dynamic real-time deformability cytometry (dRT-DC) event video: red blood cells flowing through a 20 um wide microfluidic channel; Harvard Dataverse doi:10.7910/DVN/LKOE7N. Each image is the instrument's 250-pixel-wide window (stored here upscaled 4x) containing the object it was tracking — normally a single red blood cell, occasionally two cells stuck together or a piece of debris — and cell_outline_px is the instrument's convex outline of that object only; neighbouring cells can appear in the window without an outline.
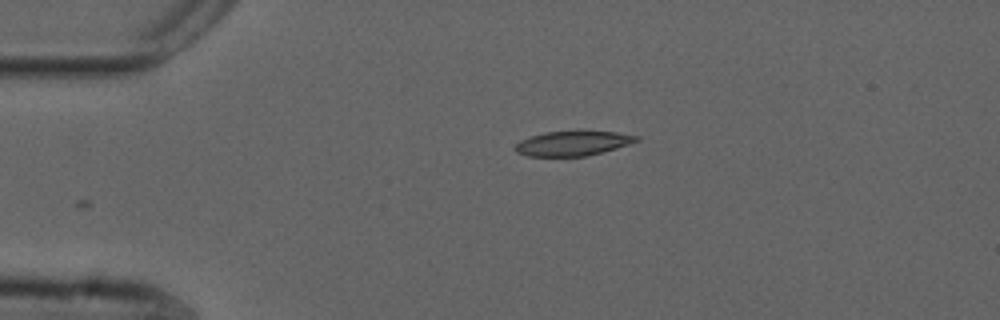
{"species": "common noctule bat (a hibernating species)", "species_latin": "Nyctalus noctula", "temperature_condition": "cold", "stored_images_in_passage": 41, "camera_frame_rate_fps": 3000, "um_per_image_px": 0.085, "animal": {"sex": "male", "forearm_length_mm": 52.5}, "frame": {"image": 1, "passage_image": 1, "time_ms": 0.0, "image_size_px": [1000, 320], "cell_outline_px": [[640, 140], [616, 148], [584, 156], [528, 156], [516, 152], [512, 148], [520, 140], [544, 132], [616, 132], [640, 136]], "centroid_in_image_um": [48.65, 12.19], "position_along_channel_um": 36.3, "area_um2": 17.11}}
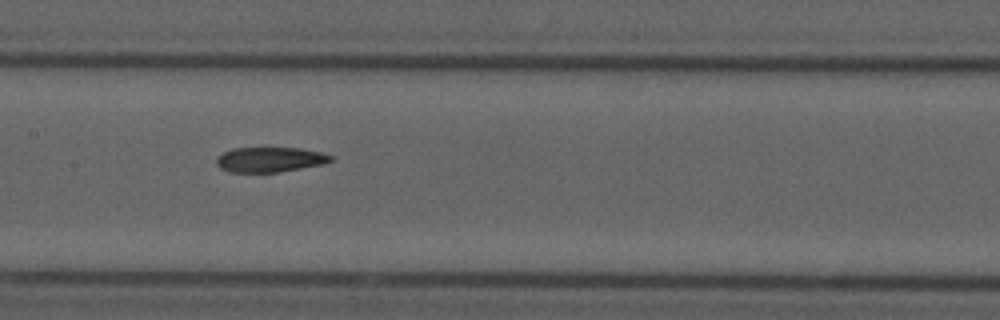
{"frame": {"image": 2, "passage_image": 16, "time_ms": 5.0, "image_size_px": [1000, 320], "cell_outline_px": [[332, 160], [324, 164], [276, 172], [228, 172], [220, 168], [216, 164], [216, 156], [232, 148], [300, 148], [320, 152], [332, 156]], "centroid_in_image_um": [22.89, 13.56], "position_along_channel_um": 184.5, "area_um2": 16.59}}
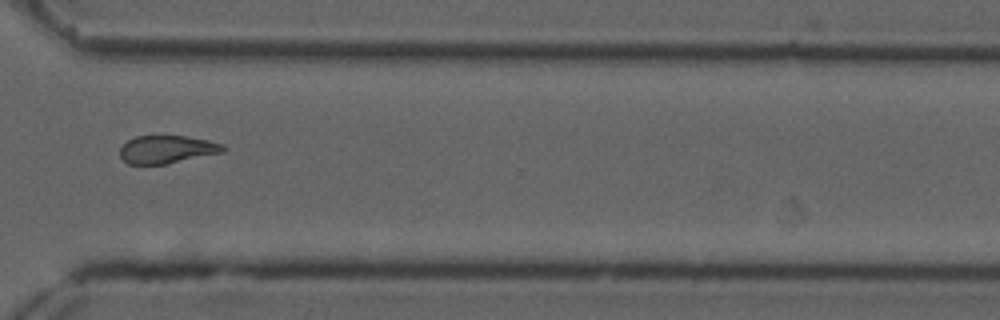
{"frame": {"image": 3, "passage_image": 30, "time_ms": 9.667, "image_size_px": [1000, 320], "cell_outline_px": [[228, 148], [224, 152], [168, 164], [128, 164], [120, 156], [120, 148], [128, 140], [136, 136], [188, 136], [208, 140], [224, 144]], "centroid_in_image_um": [14.24, 12.7], "position_along_channel_um": 356.4, "area_um2": 16.94}, "authors_computed_cell_mechanics": {"area_um2": 17.5712, "velocity_mm_per_s": 3.693, "shape_relaxation_time_tau1_ms": null, "shape_relaxation_time_tau2_ms": 4.277, "deformation_change_tau1": null, "deformation_change_tau2": 0.1118}}